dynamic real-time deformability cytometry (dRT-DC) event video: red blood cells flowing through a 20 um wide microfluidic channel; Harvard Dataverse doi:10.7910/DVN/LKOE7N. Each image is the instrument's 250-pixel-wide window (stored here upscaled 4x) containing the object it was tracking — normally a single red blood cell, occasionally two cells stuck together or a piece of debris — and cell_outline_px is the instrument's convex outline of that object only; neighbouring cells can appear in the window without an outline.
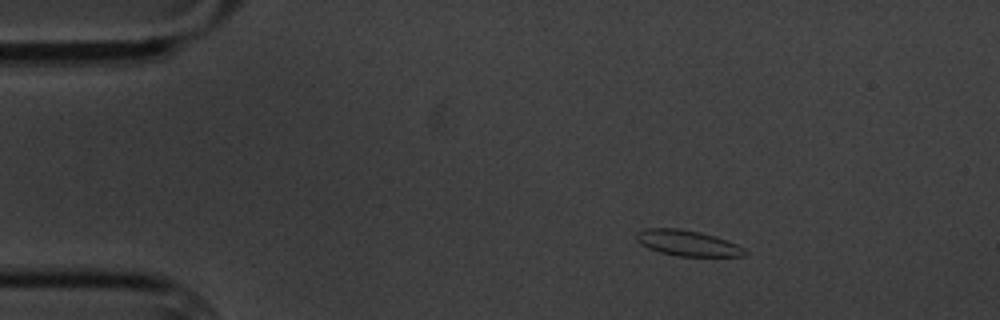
{"species": "common noctule bat (a hibernating species)", "species_latin": "Nyctalus noctula", "temperature_condition": "cold", "stored_images_in_passage": 4, "camera_frame_rate_fps": 3000, "um_per_image_px": 0.085, "animal": {"sex": "male", "body_mass_g": 20.1, "forearm_length_mm": 53.5}, "frame": {"image": 1, "passage_image": 2, "time_ms": 1.0, "image_size_px": [1000, 320], "cell_outline_px": [[748, 252], [744, 256], [680, 256], [660, 252], [648, 248], [640, 244], [636, 240], [636, 232], [644, 228], [680, 228], [700, 232], [736, 244], [744, 248]], "centroid_in_image_um": [58.39, 20.65], "position_along_channel_um": 26.6, "area_um2": 16.13}}